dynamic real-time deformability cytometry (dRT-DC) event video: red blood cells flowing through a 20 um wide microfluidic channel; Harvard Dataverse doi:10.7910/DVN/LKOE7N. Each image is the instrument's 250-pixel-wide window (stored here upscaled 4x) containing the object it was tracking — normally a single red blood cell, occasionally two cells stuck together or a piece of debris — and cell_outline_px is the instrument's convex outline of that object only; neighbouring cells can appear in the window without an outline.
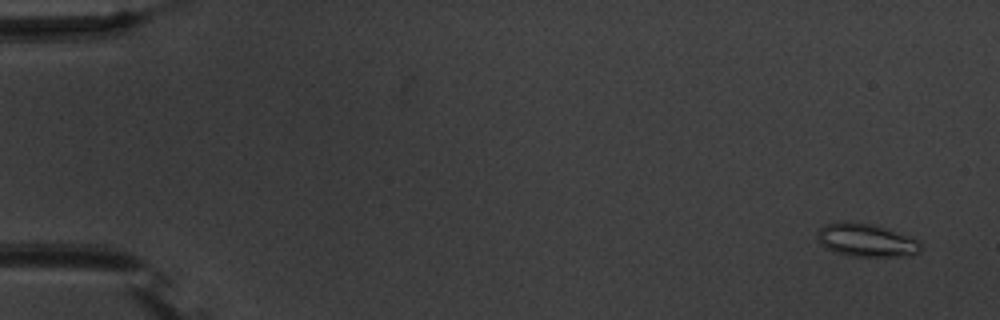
{"species": "common noctule bat (a hibernating species)", "species_latin": "Nyctalus noctula", "temperature_condition": "warm", "stored_images_in_passage": 53, "camera_frame_rate_fps": 3000, "um_per_image_px": 0.085, "animal": {"sex": "male", "body_mass_g": 20.1, "forearm_length_mm": 53.5}, "frame": {"image": 1, "passage_image": 1, "time_ms": 0.0, "image_size_px": [1000, 320], "cell_outline_px": [[920, 252], [912, 256], [848, 256], [832, 252], [820, 244], [816, 236], [816, 232], [820, 228], [828, 224], [872, 224], [920, 240]], "centroid_in_image_um": [73.64, 20.47], "position_along_channel_um": 11.4, "area_um2": 19.48}}
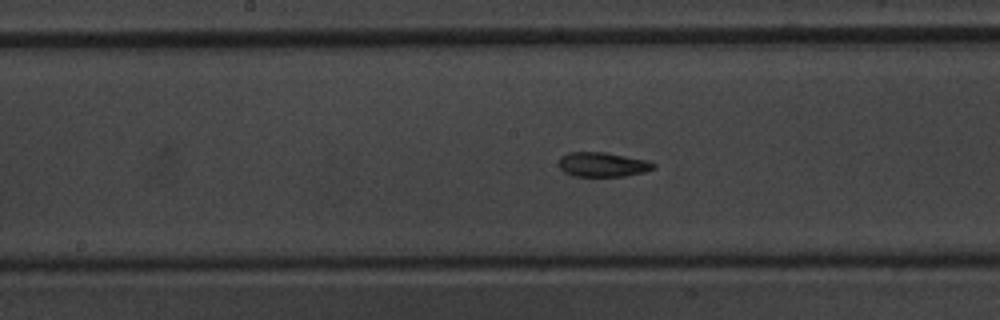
{"frame": {"image": 2, "passage_image": 27, "time_ms": 8.667, "image_size_px": [1000, 320], "cell_outline_px": [[656, 168], [644, 172], [624, 176], [572, 176], [564, 172], [560, 168], [560, 156], [568, 152], [604, 152], [648, 160], [656, 164]], "centroid_in_image_um": [51.24, 13.98], "position_along_channel_um": 197.0, "area_um2": 13.58}}
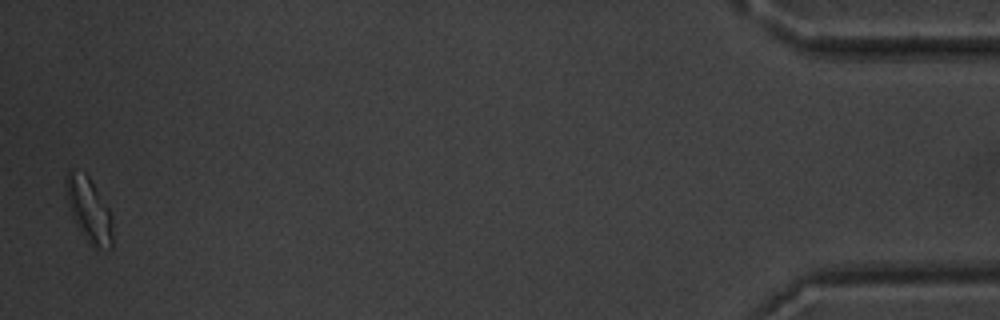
{"frame": {"image": 3, "passage_image": 52, "time_ms": 17.0, "image_size_px": [1000, 320], "cell_outline_px": [[112, 248], [92, 248], [88, 244], [80, 232], [72, 216], [68, 204], [64, 180], [68, 172], [84, 172], [88, 176], [108, 208], [112, 216]], "centroid_in_image_um": [7.56, 17.89], "position_along_channel_um": 427.6, "area_um2": 17.4}, "authors_computed_cell_mechanics": {"area_um2": 14.3344, "velocity_mm_per_s": 3.7728, "shape_relaxation_time_tau1_ms": 4.0209, "shape_relaxation_time_tau2_ms": 2.2998, "deformation_change_tau1": 0.1139, "deformation_change_tau2": 0.0844}}